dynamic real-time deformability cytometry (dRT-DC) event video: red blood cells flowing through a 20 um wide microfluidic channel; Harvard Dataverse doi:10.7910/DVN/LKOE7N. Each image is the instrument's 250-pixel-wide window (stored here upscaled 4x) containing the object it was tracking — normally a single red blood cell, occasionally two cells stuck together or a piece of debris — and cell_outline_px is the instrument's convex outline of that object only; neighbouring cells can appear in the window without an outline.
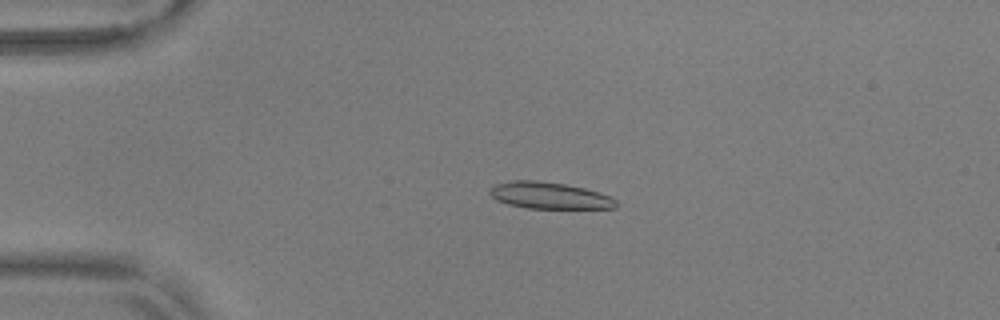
{"species": "common noctule bat (a hibernating species)", "species_latin": "Nyctalus noctula", "temperature_condition": "warm", "stored_images_in_passage": 55, "camera_frame_rate_fps": 3000, "um_per_image_px": 0.085, "animal": {"sex": "male", "body_mass_g": 17.9, "forearm_length_mm": 54.2}, "frame": {"image": 1, "passage_image": 13, "time_ms": 4.0, "image_size_px": [1000, 320], "cell_outline_px": [[616, 208], [528, 208], [508, 204], [496, 200], [488, 192], [496, 184], [512, 180], [536, 180], [564, 184], [584, 188], [608, 196], [616, 200]], "centroid_in_image_um": [46.66, 16.62], "position_along_channel_um": 38.3, "area_um2": 19.31}}
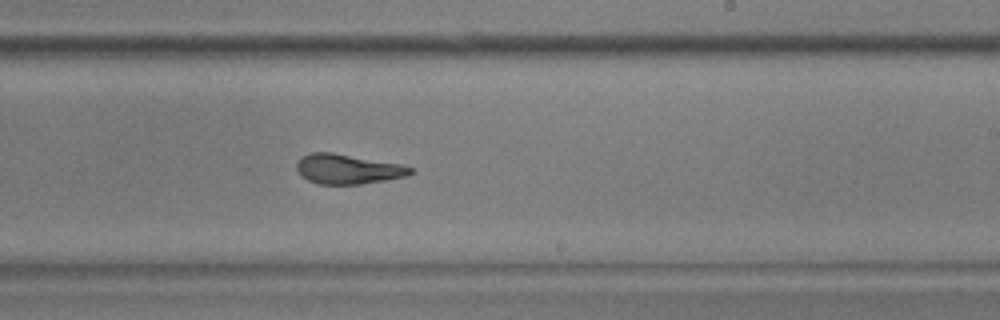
{"frame": {"image": 2, "passage_image": 34, "time_ms": 11.0, "image_size_px": [1000, 320], "cell_outline_px": [[416, 172], [408, 176], [360, 184], [316, 184], [300, 176], [296, 168], [296, 160], [300, 156], [312, 152], [332, 152], [404, 164], [412, 168]], "centroid_in_image_um": [29.56, 14.36], "position_along_channel_um": 259.4, "area_um2": 20.17}}
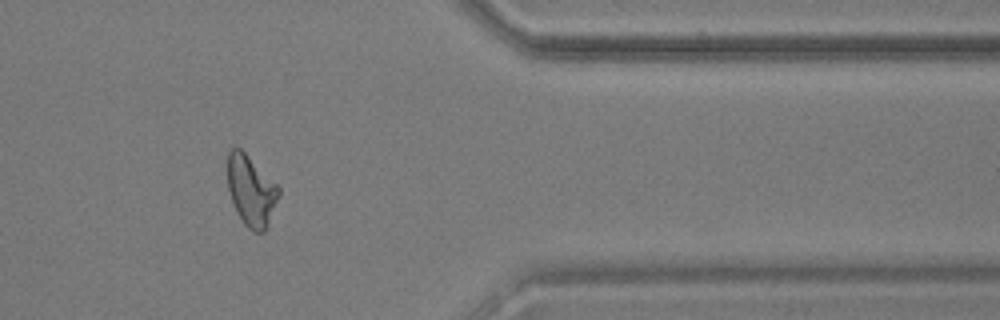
{"frame": {"image": 3, "passage_image": 46, "time_ms": 15.0, "image_size_px": [1000, 320], "cell_outline_px": [[280, 192], [268, 224], [264, 232], [252, 232], [244, 224], [236, 212], [228, 188], [228, 152], [232, 148], [240, 148], [280, 188]], "centroid_in_image_um": [21.33, 16.24], "position_along_channel_um": 390.1, "area_um2": 20.63}, "authors_computed_cell_mechanics": {"area_um2": 20.23, "velocity_mm_per_s": 3.6837, "shape_relaxation_time_tau1_ms": 4.0898, "shape_relaxation_time_tau2_ms": 1.5645, "deformation_change_tau1": 0.1902, "deformation_change_tau2": 0.0864}}